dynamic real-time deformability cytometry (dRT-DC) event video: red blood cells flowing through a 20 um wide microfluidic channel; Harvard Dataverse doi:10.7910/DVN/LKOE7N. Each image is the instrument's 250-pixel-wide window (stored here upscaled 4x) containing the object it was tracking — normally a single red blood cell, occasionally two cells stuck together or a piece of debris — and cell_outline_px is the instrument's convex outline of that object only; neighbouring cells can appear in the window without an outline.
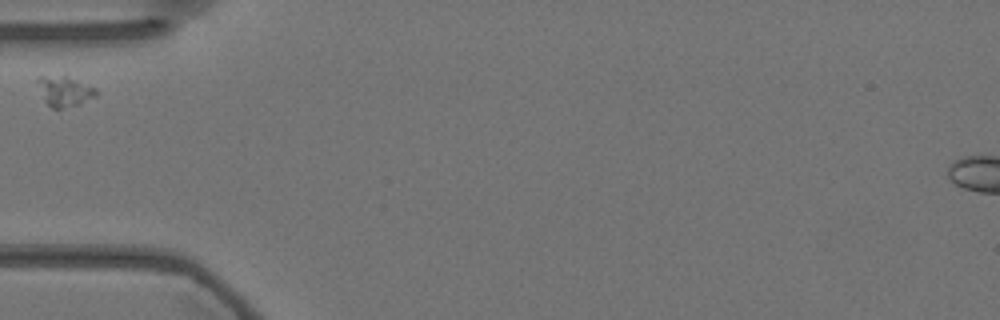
{"species": "Egyptian fruit bat (a non-hibernating species)", "species_latin": "Rousettus aegyptiacus", "temperature_condition": "warm", "stored_images_in_passage": 30, "segment_of_instrument_passage": [1, 2], "camera_frame_rate_fps": 3000, "um_per_image_px": 0.085, "animal": {"sex": "female"}, "frame": {"image": 1, "passage_image": 1, "time_ms": 0.0, "image_size_px": [1000, 320], "cell_outline_px": [[96, 96], [80, 104], [64, 108], [52, 108], [44, 100], [36, 80], [40, 76], [64, 76], [96, 88]], "centroid_in_image_um": [5.47, 7.77], "position_along_channel_um": 79.5, "area_um2": 10.0}}